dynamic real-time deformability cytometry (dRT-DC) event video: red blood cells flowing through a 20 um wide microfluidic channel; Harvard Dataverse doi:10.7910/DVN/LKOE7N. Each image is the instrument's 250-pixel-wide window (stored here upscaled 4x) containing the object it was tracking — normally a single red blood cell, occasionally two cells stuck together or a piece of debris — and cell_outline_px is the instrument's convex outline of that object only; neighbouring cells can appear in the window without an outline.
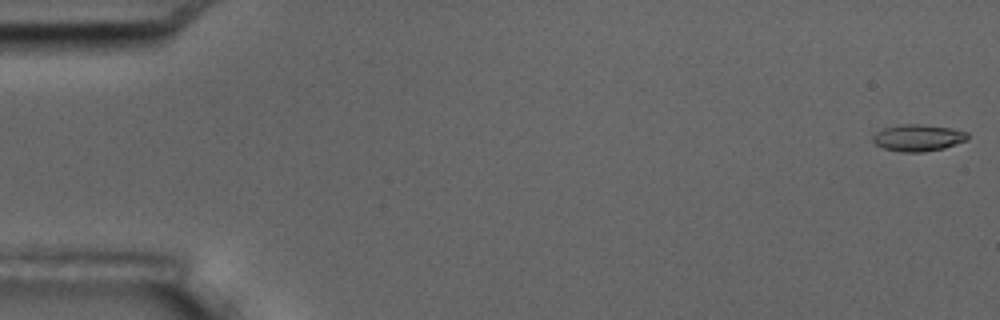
{"species": "common noctule bat (a hibernating species)", "species_latin": "Nyctalus noctula", "temperature_condition": "room temperature", "stored_images_in_passage": 6, "segment_of_instrument_passage": [1, 2], "camera_frame_rate_fps": 3000, "um_per_image_px": 0.085, "animal": {"sex": "male", "body_mass_g": 17.5, "forearm_length_mm": 52.3}, "frame": {"image": 1, "passage_image": 1, "time_ms": 0.0, "image_size_px": [1000, 320], "cell_outline_px": [[968, 136], [964, 140], [944, 148], [924, 152], [900, 152], [884, 148], [876, 144], [872, 140], [872, 136], [876, 132], [884, 128], [904, 124], [920, 124], [952, 128], [968, 132]], "centroid_in_image_um": [78.01, 11.71], "position_along_channel_um": 7.0, "area_um2": 14.62}}
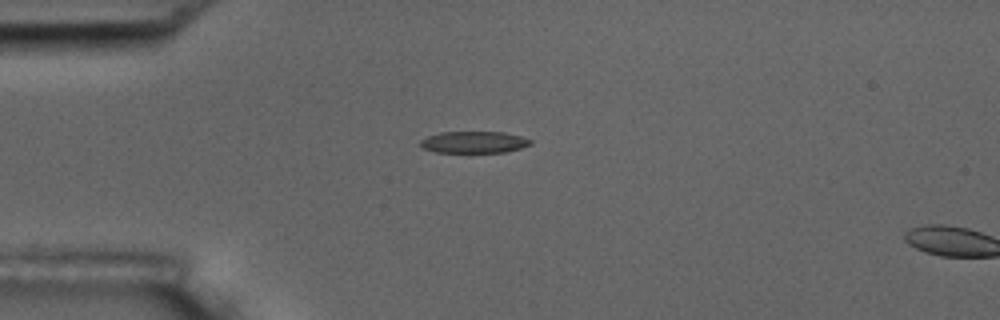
{"frame": {"image": 2, "passage_image": 5, "time_ms": 4.667, "image_size_px": [1000, 320], "cell_outline_px": [[532, 144], [520, 148], [504, 152], [436, 152], [420, 148], [420, 140], [428, 136], [440, 132], [504, 132], [520, 136], [532, 140]], "centroid_in_image_um": [40.26, 12.08], "position_along_channel_um": 44.7, "area_um2": 13.93}}